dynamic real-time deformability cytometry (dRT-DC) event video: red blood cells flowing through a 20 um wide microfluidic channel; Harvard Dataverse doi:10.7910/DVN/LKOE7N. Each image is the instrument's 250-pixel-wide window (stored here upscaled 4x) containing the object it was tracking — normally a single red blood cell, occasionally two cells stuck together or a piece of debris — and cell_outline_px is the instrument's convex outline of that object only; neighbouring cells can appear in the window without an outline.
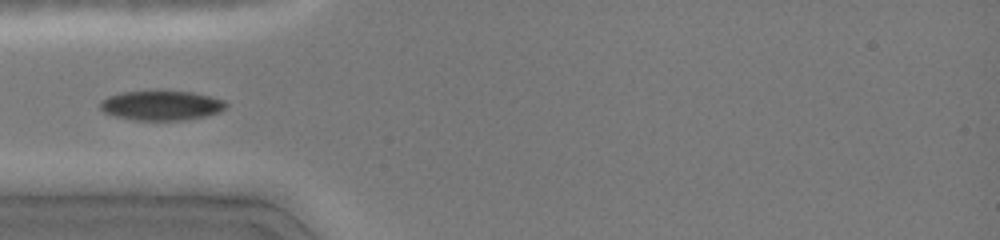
{"species": "common noctule bat (a hibernating species)", "species_latin": "Nyctalus noctula", "temperature_condition": "cold", "stored_images_in_passage": 36, "camera_frame_rate_fps": 3000, "um_per_image_px": 0.085, "animal": {"sex": "female", "body_mass_g": 19.0, "forearm_length_mm": 51.5}, "frame": {"image": 1, "passage_image": 1, "time_ms": 0.0, "image_size_px": [1000, 240], "cell_outline_px": [[228, 104], [220, 112], [204, 116], [180, 120], [132, 120], [116, 116], [104, 112], [100, 108], [100, 100], [108, 96], [120, 92], [156, 88], [192, 92], [224, 100]], "centroid_in_image_um": [13.66, 8.91], "position_along_channel_um": 71.3, "area_um2": 22.43}}
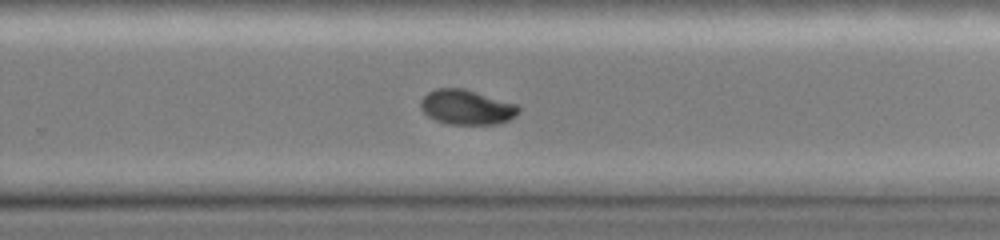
{"frame": {"image": 2, "passage_image": 20, "time_ms": 5.333, "image_size_px": [1000, 240], "cell_outline_px": [[520, 108], [516, 116], [508, 120], [496, 124], [448, 124], [436, 120], [428, 116], [420, 108], [420, 100], [428, 92], [436, 88], [464, 88], [516, 104]], "centroid_in_image_um": [39.64, 9.11], "position_along_channel_um": 290.2, "area_um2": 19.83}}
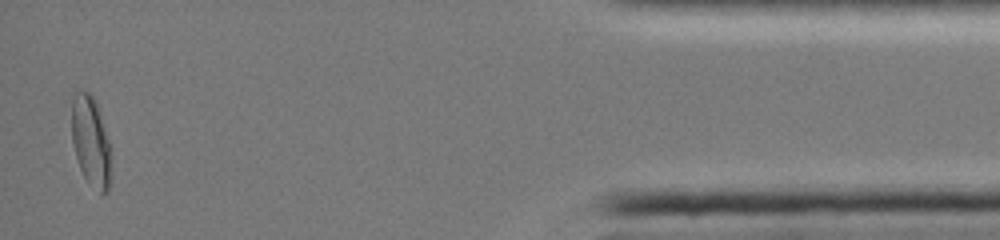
{"frame": {"image": 3, "passage_image": 35, "time_ms": 10.333, "image_size_px": [1000, 240], "cell_outline_px": [[112, 148], [108, 192], [100, 196], [88, 184], [80, 168], [76, 156], [72, 140], [72, 88], [88, 92], [96, 100]], "centroid_in_image_um": [7.73, 12.01], "position_along_channel_um": 427.5, "area_um2": 21.44}}